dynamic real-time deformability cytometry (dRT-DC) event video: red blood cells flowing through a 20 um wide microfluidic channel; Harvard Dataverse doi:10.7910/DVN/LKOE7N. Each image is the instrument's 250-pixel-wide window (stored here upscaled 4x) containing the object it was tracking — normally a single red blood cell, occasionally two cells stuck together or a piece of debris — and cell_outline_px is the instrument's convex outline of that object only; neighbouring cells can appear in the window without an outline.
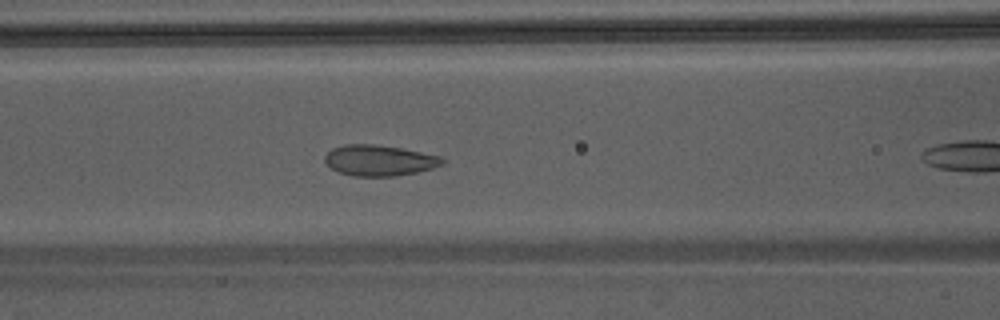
{"species": "Egyptian fruit bat (a non-hibernating species)", "species_latin": "Rousettus aegyptiacus", "temperature_condition": "warm", "stored_images_in_passage": 10, "camera_frame_rate_fps": 3000, "um_per_image_px": 0.085, "animal": {"sex": "male"}, "frame": {"image": 1, "passage_image": 9, "time_ms": 2.667, "image_size_px": [1000, 320], "cell_outline_px": [[444, 164], [432, 168], [416, 172], [396, 176], [352, 176], [340, 172], [332, 168], [324, 160], [324, 156], [332, 148], [344, 144], [376, 144], [400, 148], [440, 156], [444, 160]], "centroid_in_image_um": [32.22, 13.63], "position_along_channel_um": 134.4, "area_um2": 20.98}}